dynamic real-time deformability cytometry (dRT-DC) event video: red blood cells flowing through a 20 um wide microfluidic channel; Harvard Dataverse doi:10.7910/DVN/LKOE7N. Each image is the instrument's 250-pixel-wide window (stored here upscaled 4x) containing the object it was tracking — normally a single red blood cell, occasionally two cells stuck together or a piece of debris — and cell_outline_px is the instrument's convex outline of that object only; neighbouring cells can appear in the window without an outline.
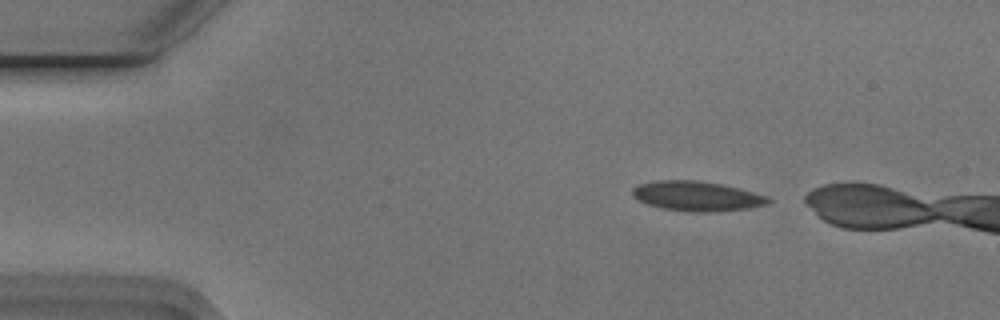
{"species": "Egyptian fruit bat (a non-hibernating species)", "species_latin": "Rousettus aegyptiacus", "temperature_condition": "cold", "stored_images_in_passage": 8, "camera_frame_rate_fps": 3000, "um_per_image_px": 0.085, "animal": {"sex": "male"}, "frame": {"image": 1, "passage_image": 1, "time_ms": 0.0, "image_size_px": [1000, 320], "cell_outline_px": [[772, 200], [768, 204], [748, 208], [716, 212], [692, 212], [664, 208], [648, 204], [636, 200], [632, 196], [632, 188], [640, 184], [656, 180], [696, 180], [720, 184], [768, 196]], "centroid_in_image_um": [59.21, 16.67], "position_along_channel_um": 25.8, "area_um2": 23.47}}